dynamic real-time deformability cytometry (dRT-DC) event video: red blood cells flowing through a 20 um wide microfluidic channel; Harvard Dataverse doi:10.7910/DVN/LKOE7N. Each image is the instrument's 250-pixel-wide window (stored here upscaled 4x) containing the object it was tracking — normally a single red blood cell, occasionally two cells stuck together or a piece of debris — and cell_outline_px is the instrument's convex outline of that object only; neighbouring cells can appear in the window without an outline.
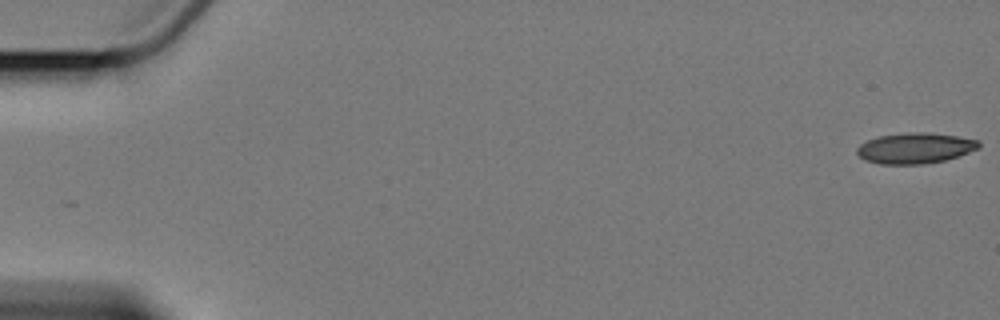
{"species": "Egyptian fruit bat (a non-hibernating species)", "species_latin": "Rousettus aegyptiacus", "temperature_condition": "cold", "stored_images_in_passage": 4, "camera_frame_rate_fps": 3000, "um_per_image_px": 0.085, "animal": {"sex": "female"}, "frame": {"image": 1, "passage_image": 1, "time_ms": 0.0, "image_size_px": [1000, 320], "cell_outline_px": [[980, 148], [960, 156], [944, 160], [924, 164], [880, 164], [864, 160], [856, 152], [856, 148], [860, 144], [868, 140], [880, 136], [912, 132], [924, 132], [956, 136], [980, 140]], "centroid_in_image_um": [77.8, 12.6], "position_along_channel_um": 7.2, "area_um2": 21.79}}